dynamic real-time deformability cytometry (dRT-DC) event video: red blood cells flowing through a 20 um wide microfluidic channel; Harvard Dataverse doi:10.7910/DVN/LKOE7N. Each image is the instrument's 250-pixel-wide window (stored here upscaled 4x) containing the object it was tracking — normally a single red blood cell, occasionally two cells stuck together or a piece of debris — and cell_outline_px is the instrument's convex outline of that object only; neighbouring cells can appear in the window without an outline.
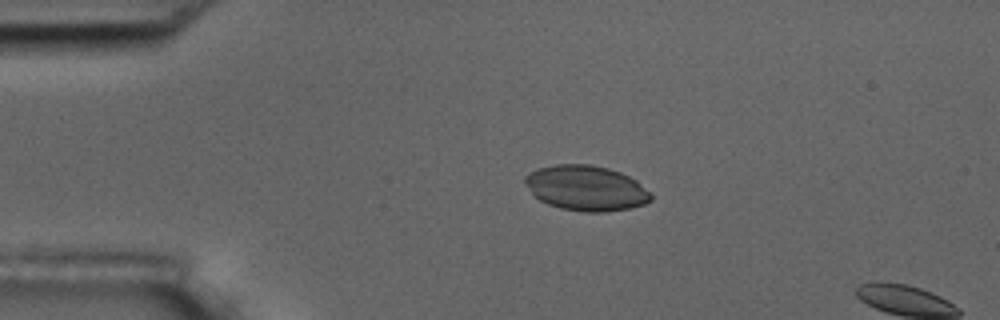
{"species": "common noctule bat (a hibernating species)", "species_latin": "Nyctalus noctula", "temperature_condition": "room temperature", "stored_images_in_passage": 4, "camera_frame_rate_fps": 3000, "um_per_image_px": 0.085, "animal": {"sex": "male", "body_mass_g": 17.5, "forearm_length_mm": 52.3}, "frame": {"image": 1, "passage_image": 1, "time_ms": 0.0, "image_size_px": [1000, 320], "cell_outline_px": [[652, 200], [644, 204], [628, 208], [604, 212], [584, 212], [560, 208], [548, 204], [540, 200], [524, 184], [524, 176], [528, 172], [540, 168], [556, 164], [592, 164], [608, 168], [620, 172], [636, 180], [652, 196]], "centroid_in_image_um": [49.79, 15.98], "position_along_channel_um": 35.2, "area_um2": 33.06}}